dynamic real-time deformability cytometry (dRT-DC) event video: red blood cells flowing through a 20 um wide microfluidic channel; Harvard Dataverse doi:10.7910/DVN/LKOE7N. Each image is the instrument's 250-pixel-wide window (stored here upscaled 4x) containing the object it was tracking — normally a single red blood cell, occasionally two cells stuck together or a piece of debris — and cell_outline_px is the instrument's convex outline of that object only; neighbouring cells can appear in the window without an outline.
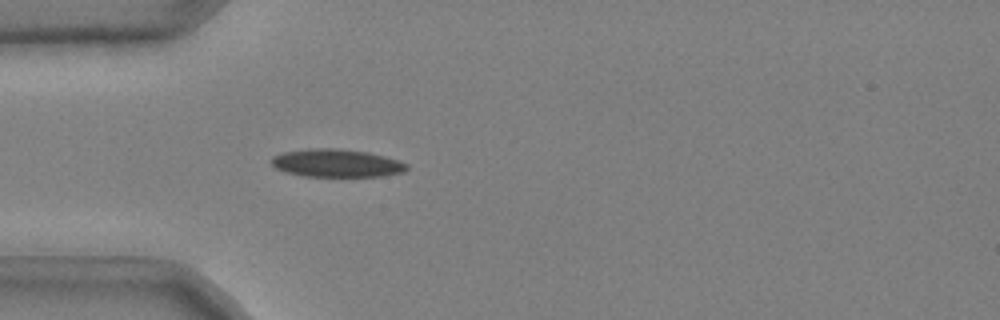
{"species": "common noctule bat (a hibernating species)", "species_latin": "Nyctalus noctula", "temperature_condition": "cold", "stored_images_in_passage": 37, "camera_frame_rate_fps": 3000, "um_per_image_px": 0.085, "animal": {"sex": "male", "body_mass_g": 20.4}, "frame": {"image": 1, "passage_image": 1, "time_ms": 0.0, "image_size_px": [1000, 320], "cell_outline_px": [[408, 168], [404, 172], [384, 176], [304, 176], [284, 172], [276, 168], [272, 164], [272, 156], [284, 152], [308, 148], [336, 148], [368, 152], [400, 160], [408, 164]], "centroid_in_image_um": [28.63, 13.86], "position_along_channel_um": 56.4, "area_um2": 22.14}}
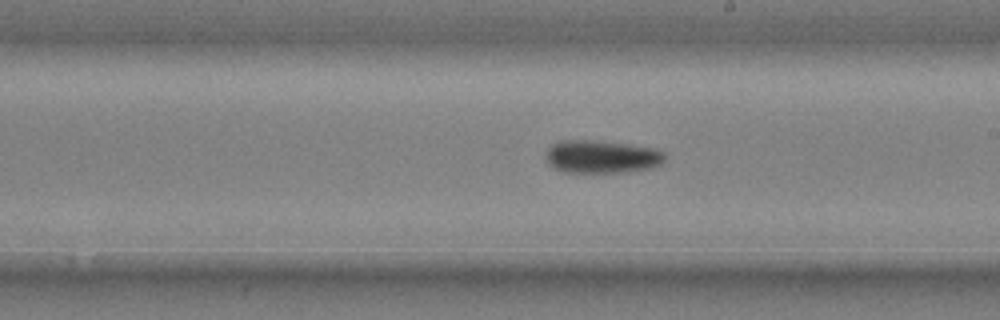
{"frame": {"image": 2, "passage_image": 16, "time_ms": 5.0, "image_size_px": [1000, 320], "cell_outline_px": [[664, 160], [660, 164], [652, 168], [628, 172], [560, 172], [552, 168], [548, 164], [544, 156], [548, 148], [552, 144], [560, 140], [596, 140], [628, 144], [652, 148], [664, 152]], "centroid_in_image_um": [51.08, 13.32], "position_along_channel_um": 237.9, "area_um2": 23.12}}
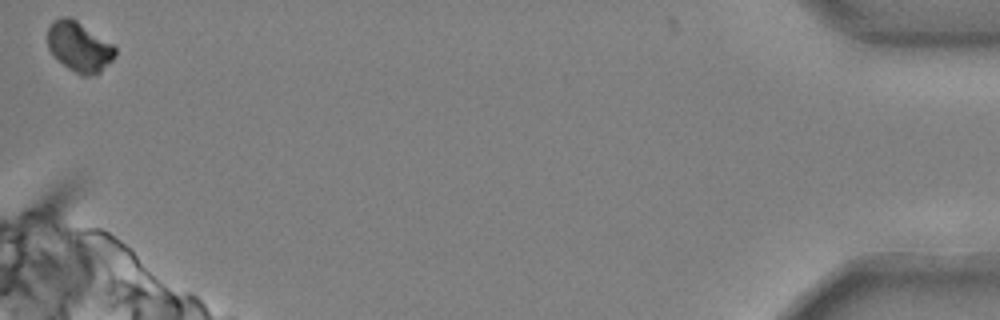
{"frame": {"image": 3, "passage_image": 37, "time_ms": 12.0, "image_size_px": [1000, 320], "cell_outline_px": [[116, 56], [100, 72], [88, 76], [84, 76], [68, 68], [52, 56], [48, 48], [48, 28], [52, 20], [64, 16], [68, 16], [76, 20], [112, 44], [116, 48]], "centroid_in_image_um": [6.71, 3.97], "position_along_channel_um": 428.5, "area_um2": 19.59}, "authors_computed_cell_mechanics": {"area_um2": 22.0796, "velocity_mm_per_s": 3.7308, "shape_relaxation_time_tau1_ms": 4.4496, "shape_relaxation_time_tau2_ms": null, "deformation_change_tau1": 0.1003, "deformation_change_tau2": null}}